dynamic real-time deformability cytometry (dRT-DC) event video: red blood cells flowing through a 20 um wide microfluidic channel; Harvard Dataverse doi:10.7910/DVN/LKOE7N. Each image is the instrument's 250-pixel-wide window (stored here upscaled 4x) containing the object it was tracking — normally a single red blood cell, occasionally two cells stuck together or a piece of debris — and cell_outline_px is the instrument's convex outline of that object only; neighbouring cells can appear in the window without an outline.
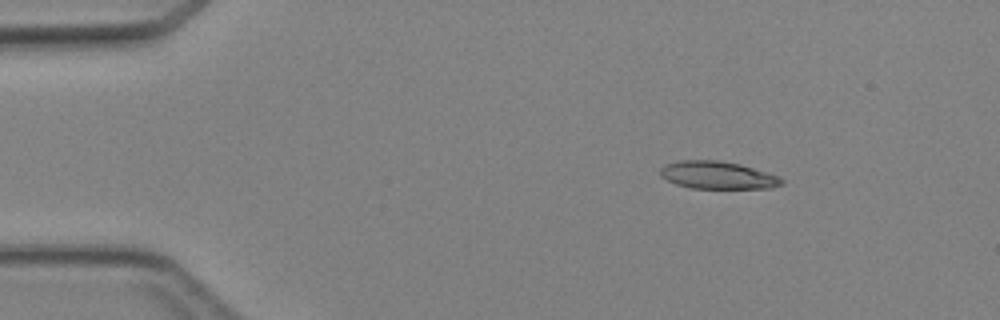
{"species": "Egyptian fruit bat (a non-hibernating species)", "species_latin": "Rousettus aegyptiacus", "temperature_condition": "cold", "stored_images_in_passage": 2, "camera_frame_rate_fps": 3000, "um_per_image_px": 0.085, "animal": {"sex": "female"}, "frame": {"image": 1, "passage_image": 1, "time_ms": 0.0, "image_size_px": [1000, 320], "cell_outline_px": [[784, 184], [772, 188], [692, 188], [676, 184], [660, 176], [660, 168], [664, 164], [676, 160], [716, 160], [740, 164], [780, 176], [784, 180]], "centroid_in_image_um": [61.0, 14.88], "position_along_channel_um": 24.0, "area_um2": 19.65}}
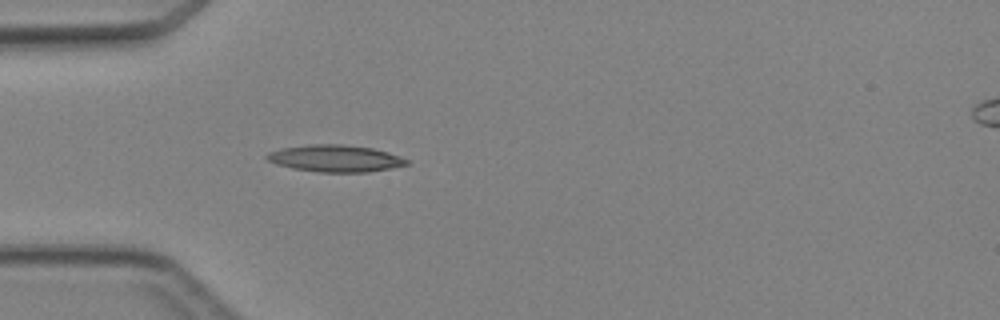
{"frame": {"image": 2, "passage_image": 2, "time_ms": 2.333, "image_size_px": [1000, 320], "cell_outline_px": [[408, 164], [368, 172], [320, 172], [292, 168], [276, 164], [268, 160], [264, 156], [268, 152], [280, 148], [312, 144], [340, 144], [372, 148], [388, 152], [400, 156], [408, 160]], "centroid_in_image_um": [28.46, 13.46], "position_along_channel_um": 56.5, "area_um2": 21.79}}